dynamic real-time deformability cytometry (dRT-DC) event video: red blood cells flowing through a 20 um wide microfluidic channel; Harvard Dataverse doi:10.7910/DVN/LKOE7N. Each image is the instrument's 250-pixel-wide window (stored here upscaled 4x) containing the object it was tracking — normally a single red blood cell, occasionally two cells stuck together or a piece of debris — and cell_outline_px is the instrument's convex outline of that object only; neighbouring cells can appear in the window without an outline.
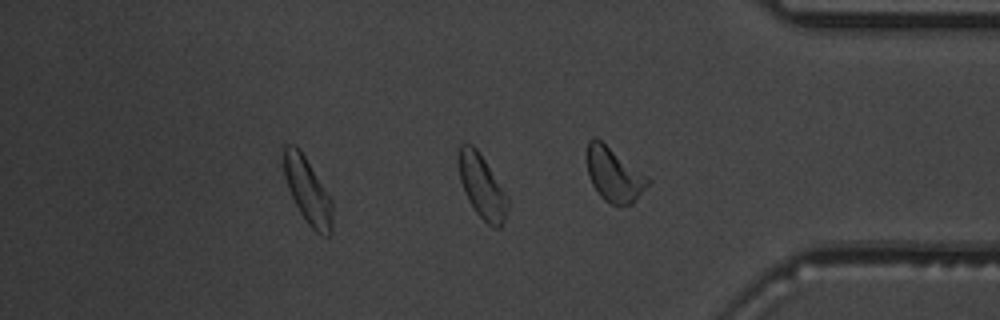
{"species": "common noctule bat (a hibernating species)", "species_latin": "Nyctalus noctula", "temperature_condition": "warm", "stored_images_in_passage": 29, "segment_of_instrument_passage": [2, 2], "camera_frame_rate_fps": 3000, "um_per_image_px": 0.085, "animal": {"sex": "male", "body_mass_g": 19.5, "forearm_length_mm": 54.6}, "frame": {"image": 1, "passage_image": 29, "time_ms": 9.333, "image_size_px": [1000, 320], "cell_outline_px": [[508, 208], [504, 220], [500, 228], [492, 228], [476, 212], [468, 200], [464, 192], [460, 180], [456, 156], [460, 144], [472, 144], [476, 148], [508, 196]], "centroid_in_image_um": [40.94, 15.84], "position_along_channel_um": 394.3, "area_um2": 18.26}}